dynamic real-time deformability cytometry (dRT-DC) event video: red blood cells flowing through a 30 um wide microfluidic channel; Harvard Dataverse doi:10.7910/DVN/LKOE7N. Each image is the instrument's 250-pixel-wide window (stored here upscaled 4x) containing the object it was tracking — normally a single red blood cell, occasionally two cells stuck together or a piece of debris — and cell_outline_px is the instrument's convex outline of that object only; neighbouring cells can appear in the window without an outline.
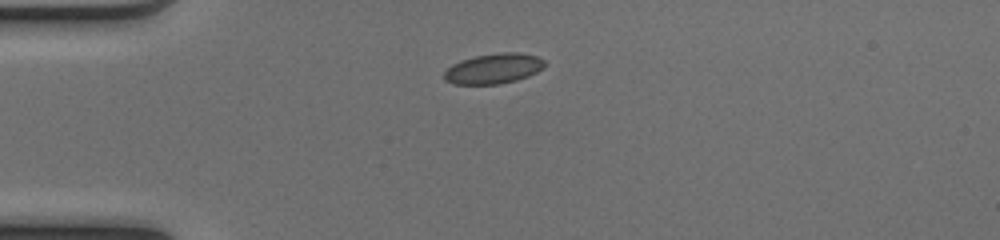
{"species": "common noctule bat (a hibernating species)", "species_latin": "Nyctalus noctula", "temperature_condition": "cold", "stored_images_in_passage": 38, "camera_frame_rate_fps": 3000, "um_per_image_px": 0.085, "animal": {"sex": "female", "body_mass_g": 17.0, "forearm_length_mm": 48.0}, "frame": {"image": 1, "passage_image": 1, "time_ms": 0.0, "image_size_px": [1000, 240], "cell_outline_px": [[544, 64], [536, 72], [528, 76], [516, 80], [500, 84], [452, 84], [444, 80], [444, 72], [452, 64], [460, 60], [476, 56], [500, 52], [516, 52], [536, 56], [544, 60]], "centroid_in_image_um": [41.91, 5.83], "position_along_channel_um": 43.1, "area_um2": 17.57}}
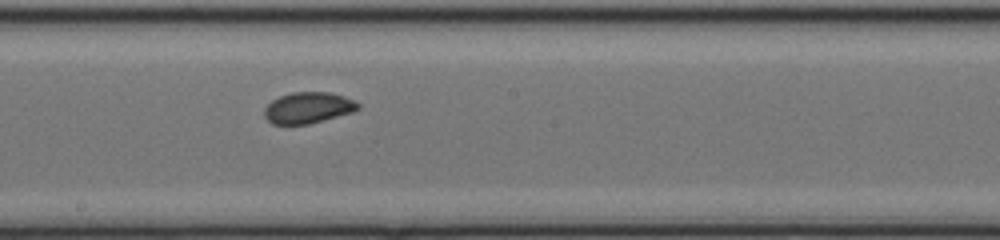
{"frame": {"image": 2, "passage_image": 16, "time_ms": 5.0, "image_size_px": [1000, 240], "cell_outline_px": [[360, 108], [352, 112], [308, 124], [272, 124], [264, 116], [264, 108], [272, 100], [280, 96], [292, 92], [328, 92], [344, 96], [360, 104]], "centroid_in_image_um": [26.17, 9.15], "position_along_channel_um": 222.0, "area_um2": 16.88}}
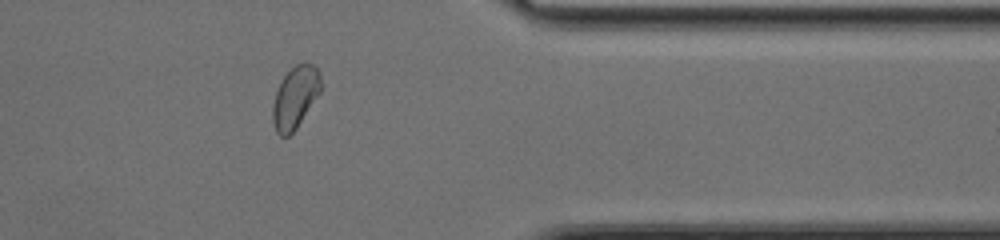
{"frame": {"image": 3, "passage_image": 29, "time_ms": 9.333, "image_size_px": [1000, 240], "cell_outline_px": [[324, 84], [320, 92], [296, 128], [288, 136], [280, 136], [276, 132], [272, 120], [272, 104], [276, 92], [284, 76], [296, 64], [304, 60], [308, 60], [320, 72]], "centroid_in_image_um": [25.12, 8.23], "position_along_channel_um": 386.3, "area_um2": 17.57}, "authors_computed_cell_mechanics": {"area_um2": 17.4556, "velocity_mm_per_s": 4.1046, "shape_relaxation_time_tau1_ms": 2.8088, "shape_relaxation_time_tau2_ms": 1.1581, "deformation_change_tau1": 0.0703, "deformation_change_tau2": 0.039}}